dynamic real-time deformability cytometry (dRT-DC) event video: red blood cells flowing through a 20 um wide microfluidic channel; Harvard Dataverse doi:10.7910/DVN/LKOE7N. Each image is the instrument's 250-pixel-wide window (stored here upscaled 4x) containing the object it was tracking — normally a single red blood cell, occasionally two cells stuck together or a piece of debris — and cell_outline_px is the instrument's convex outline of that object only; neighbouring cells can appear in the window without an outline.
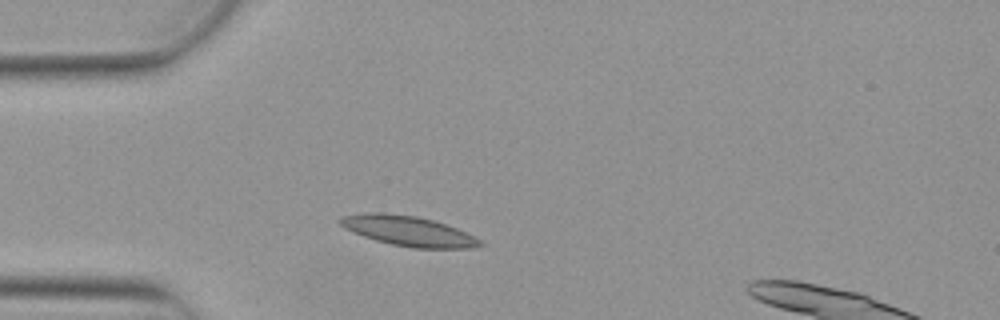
{"species": "Egyptian fruit bat (a non-hibernating species)", "species_latin": "Rousettus aegyptiacus", "temperature_condition": "warm", "stored_images_in_passage": 2, "camera_frame_rate_fps": 3000, "um_per_image_px": 0.085, "animal": {"sex": "female"}, "frame": {"image": 1, "passage_image": 1, "time_ms": 0.0, "image_size_px": [1000, 320], "cell_outline_px": [[484, 244], [472, 248], [412, 248], [392, 244], [376, 240], [352, 232], [344, 228], [336, 220], [344, 216], [368, 212], [384, 212], [416, 216], [432, 220], [456, 228], [480, 240]], "centroid_in_image_um": [34.66, 19.63], "position_along_channel_um": 50.3, "area_um2": 24.22}}